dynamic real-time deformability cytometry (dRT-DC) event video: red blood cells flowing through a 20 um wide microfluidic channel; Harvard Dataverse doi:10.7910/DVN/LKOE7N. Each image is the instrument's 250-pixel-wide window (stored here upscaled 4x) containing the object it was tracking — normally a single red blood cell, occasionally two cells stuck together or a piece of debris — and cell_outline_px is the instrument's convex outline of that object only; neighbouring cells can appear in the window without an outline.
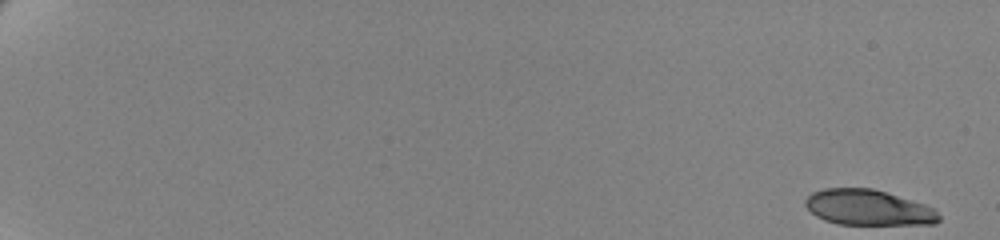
{"species": "human", "species_latin": "Homo sapiens", "temperature_condition": "cold", "stored_images_in_passage": 60, "camera_frame_rate_fps": 3000, "um_per_image_px": 0.085, "donor": {"sex": "female"}, "frame": {"image": 1, "passage_image": 1, "time_ms": 0.0, "image_size_px": [1000, 240], "cell_outline_px": [[940, 220], [936, 224], [836, 224], [824, 220], [816, 216], [804, 204], [804, 200], [812, 192], [824, 188], [872, 188], [924, 204], [932, 208], [940, 216]], "centroid_in_image_um": [73.77, 17.64], "position_along_channel_um": 11.2, "area_um2": 27.51}}
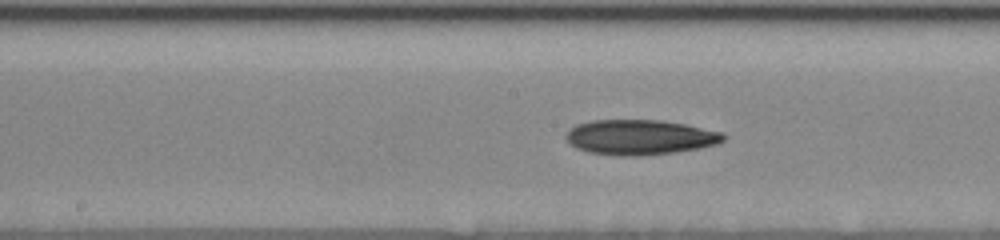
{"frame": {"image": 2, "passage_image": 35, "time_ms": 11.333, "image_size_px": [1000, 240], "cell_outline_px": [[728, 136], [724, 140], [716, 144], [700, 148], [676, 152], [640, 156], [616, 156], [588, 152], [576, 148], [564, 136], [576, 124], [592, 120], [660, 120], [684, 124], [724, 132]], "centroid_in_image_um": [54.42, 11.67], "position_along_channel_um": 193.8, "area_um2": 32.31}}
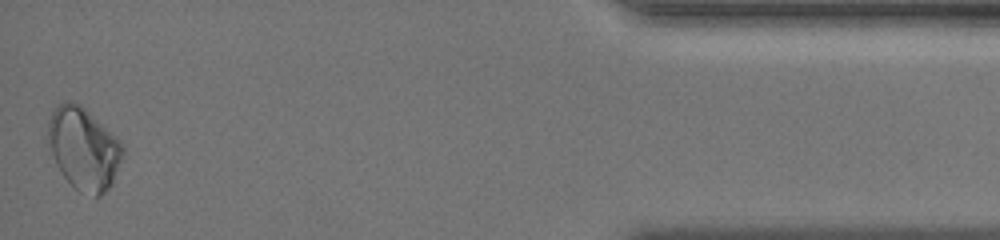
{"frame": {"image": 3, "passage_image": 60, "time_ms": 19.667, "image_size_px": [1000, 240], "cell_outline_px": [[124, 152], [112, 184], [100, 196], [96, 196], [80, 192], [64, 176], [56, 164], [48, 140], [48, 124], [52, 112], [64, 100], [68, 100], [80, 104], [120, 140], [124, 148]], "centroid_in_image_um": [7.13, 12.62], "position_along_channel_um": 428.1, "area_um2": 35.26}}